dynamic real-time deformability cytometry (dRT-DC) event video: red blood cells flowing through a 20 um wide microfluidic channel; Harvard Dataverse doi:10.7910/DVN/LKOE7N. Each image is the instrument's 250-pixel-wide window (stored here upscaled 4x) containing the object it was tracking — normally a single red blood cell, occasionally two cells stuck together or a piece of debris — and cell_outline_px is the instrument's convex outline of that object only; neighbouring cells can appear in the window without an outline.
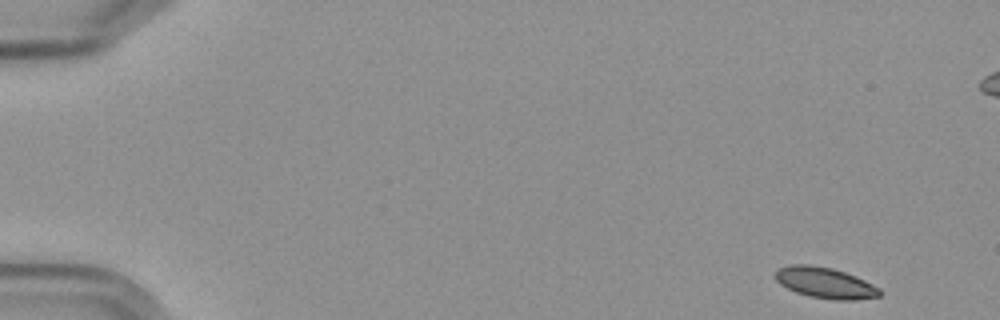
{"species": "Egyptian fruit bat (a non-hibernating species)", "species_latin": "Rousettus aegyptiacus", "temperature_condition": "cold", "stored_images_in_passage": 55, "camera_frame_rate_fps": 3000, "um_per_image_px": 0.085, "frame": {"image": 1, "passage_image": 1, "time_ms": 0.0, "image_size_px": [1000, 320], "cell_outline_px": [[884, 292], [880, 296], [852, 300], [836, 300], [812, 296], [796, 292], [780, 284], [772, 276], [776, 268], [792, 264], [808, 264], [832, 268], [856, 276], [880, 288]], "centroid_in_image_um": [70.11, 24.02], "position_along_channel_um": 14.9, "area_um2": 18.9}}
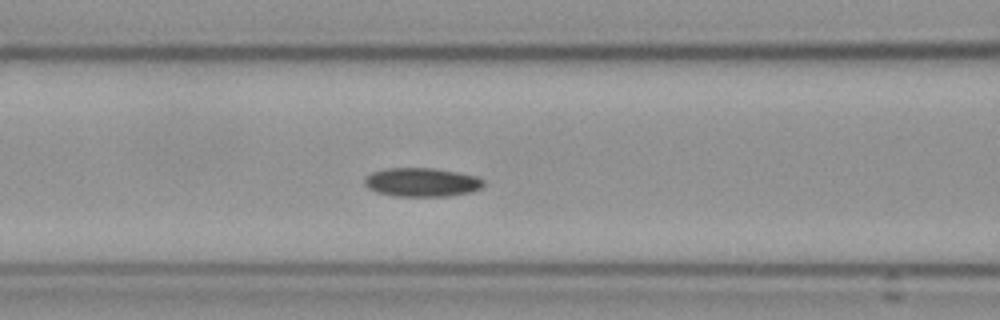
{"frame": {"image": 2, "passage_image": 22, "time_ms": 7.0, "image_size_px": [1000, 320], "cell_outline_px": [[484, 184], [480, 188], [468, 192], [448, 196], [396, 196], [376, 192], [368, 188], [364, 184], [364, 176], [372, 172], [388, 168], [432, 168], [456, 172], [476, 176], [484, 180]], "centroid_in_image_um": [35.81, 15.49], "position_along_channel_um": 130.8, "area_um2": 19.88}}
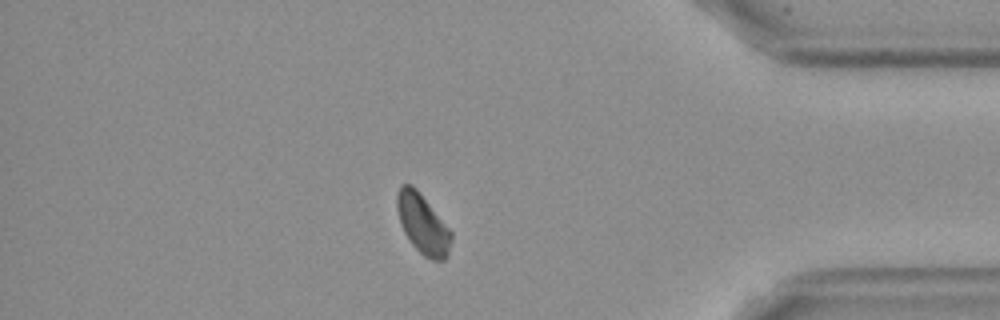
{"frame": {"image": 3, "passage_image": 47, "time_ms": 15.333, "image_size_px": [1000, 320], "cell_outline_px": [[452, 240], [448, 256], [444, 260], [432, 260], [424, 256], [412, 244], [404, 232], [400, 224], [396, 208], [396, 192], [400, 184], [412, 184], [420, 192], [452, 232]], "centroid_in_image_um": [35.92, 19.02], "position_along_channel_um": 399.3, "area_um2": 19.07}}